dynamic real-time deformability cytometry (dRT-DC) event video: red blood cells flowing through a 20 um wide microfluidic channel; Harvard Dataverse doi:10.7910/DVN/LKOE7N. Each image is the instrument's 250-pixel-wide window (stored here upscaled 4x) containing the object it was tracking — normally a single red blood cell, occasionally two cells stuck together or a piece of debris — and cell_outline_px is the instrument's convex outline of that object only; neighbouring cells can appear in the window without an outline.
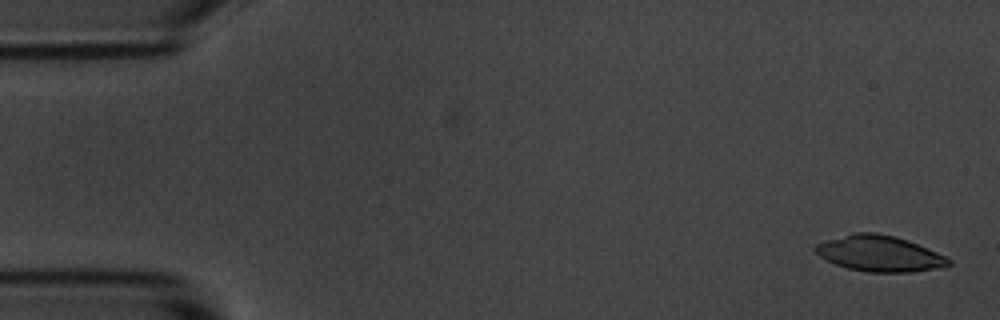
{"species": "common noctule bat (a hibernating species)", "species_latin": "Nyctalus noctula", "temperature_condition": "room temperature", "stored_images_in_passage": 4, "camera_frame_rate_fps": 3000, "um_per_image_px": 0.085, "animal": {"sex": "male", "body_mass_g": 20.1, "forearm_length_mm": 53.5}, "frame": {"image": 1, "passage_image": 1, "time_ms": 0.0, "image_size_px": [1000, 320], "cell_outline_px": [[952, 264], [944, 268], [908, 272], [868, 272], [848, 268], [836, 264], [820, 256], [812, 248], [816, 244], [828, 240], [856, 232], [876, 232], [896, 236], [908, 240], [936, 252], [952, 260]], "centroid_in_image_um": [74.8, 21.55], "position_along_channel_um": 10.2, "area_um2": 27.74}}
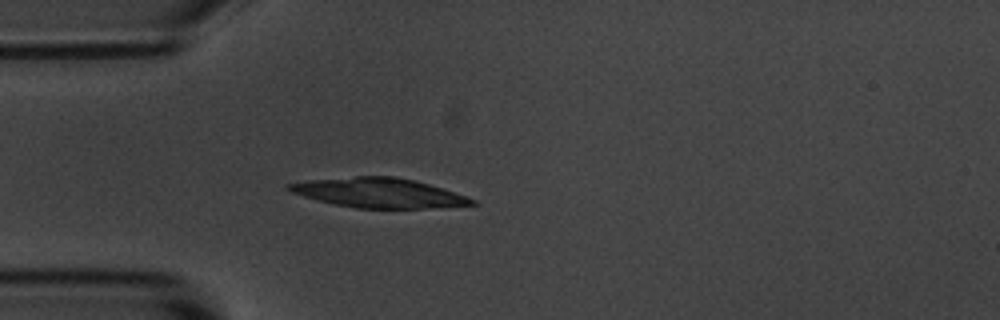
{"frame": {"image": 2, "passage_image": 4, "time_ms": 1.0, "image_size_px": [1000, 320], "cell_outline_px": [[480, 204], [424, 208], [356, 208], [332, 204], [316, 200], [292, 192], [284, 188], [284, 184], [308, 180], [356, 176], [396, 176], [428, 184], [476, 200]], "centroid_in_image_um": [32.12, 16.39], "position_along_channel_um": 52.9, "area_um2": 31.39}}